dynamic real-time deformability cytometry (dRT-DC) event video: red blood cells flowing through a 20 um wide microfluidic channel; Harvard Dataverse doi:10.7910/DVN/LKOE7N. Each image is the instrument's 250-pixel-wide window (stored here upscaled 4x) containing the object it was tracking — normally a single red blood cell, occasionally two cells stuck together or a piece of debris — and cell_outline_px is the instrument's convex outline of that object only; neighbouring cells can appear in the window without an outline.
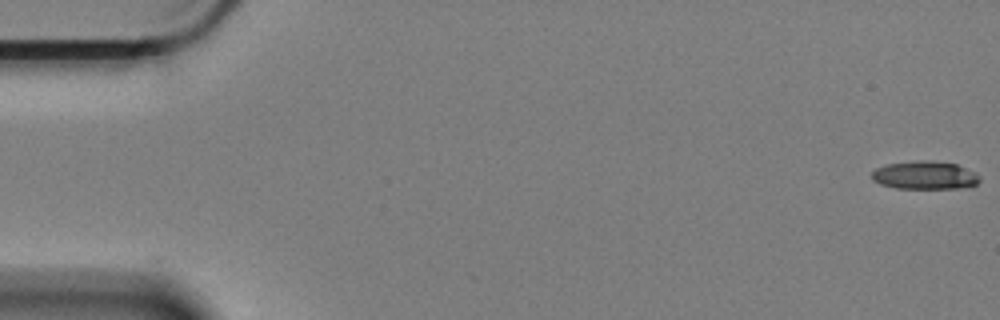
{"species": "Egyptian fruit bat (a non-hibernating species)", "species_latin": "Rousettus aegyptiacus", "temperature_condition": "cold", "stored_images_in_passage": 9, "camera_frame_rate_fps": 3000, "um_per_image_px": 0.085, "animal": {"sex": "female"}, "frame": {"image": 1, "passage_image": 1, "time_ms": 0.0, "image_size_px": [1000, 320], "cell_outline_px": [[980, 180], [976, 184], [956, 188], [896, 188], [880, 184], [872, 180], [872, 172], [876, 168], [888, 164], [920, 160], [928, 160], [956, 164], [980, 176]], "centroid_in_image_um": [78.57, 14.9], "position_along_channel_um": 6.4, "area_um2": 17.4}}